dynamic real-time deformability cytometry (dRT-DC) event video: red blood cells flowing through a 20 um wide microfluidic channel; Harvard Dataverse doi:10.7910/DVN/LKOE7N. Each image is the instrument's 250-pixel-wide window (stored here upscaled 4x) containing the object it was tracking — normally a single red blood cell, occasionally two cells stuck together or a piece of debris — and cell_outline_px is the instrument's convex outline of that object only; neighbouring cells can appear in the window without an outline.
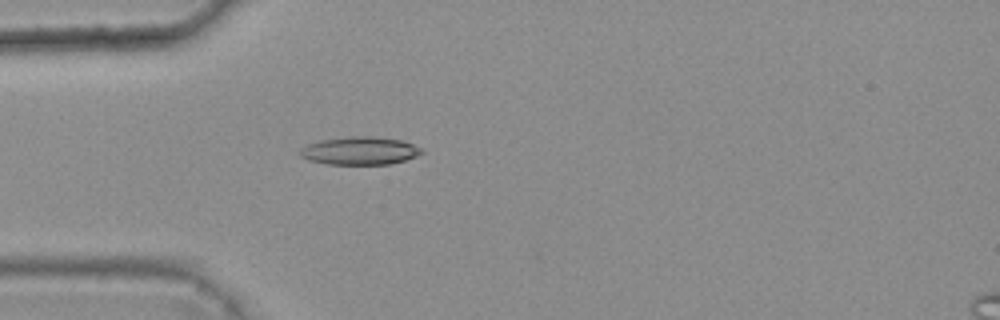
{"species": "common noctule bat (a hibernating species)", "species_latin": "Nyctalus noctula", "temperature_condition": "warm", "stored_images_in_passage": 4, "camera_frame_rate_fps": 3000, "um_per_image_px": 0.085, "animal": {"sex": "female", "body_mass_g": 25.1}, "frame": {"image": 1, "passage_image": 4, "time_ms": 1.0, "image_size_px": [1000, 320], "cell_outline_px": [[424, 152], [416, 156], [404, 160], [388, 164], [328, 164], [308, 160], [300, 156], [296, 152], [300, 148], [308, 144], [320, 140], [352, 136], [372, 136], [400, 140], [412, 144], [420, 148]], "centroid_in_image_um": [30.52, 12.81], "position_along_channel_um": 54.5, "area_um2": 19.77}}